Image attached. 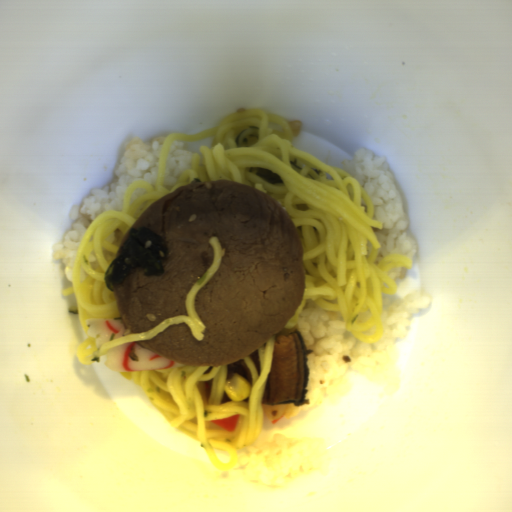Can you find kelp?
I'll use <instances>...</instances> for the list:
<instances>
[{
	"instance_id": "obj_1",
	"label": "kelp",
	"mask_w": 512,
	"mask_h": 512,
	"mask_svg": "<svg viewBox=\"0 0 512 512\" xmlns=\"http://www.w3.org/2000/svg\"><path fill=\"white\" fill-rule=\"evenodd\" d=\"M167 258V244L160 235L145 226L129 229L125 242L117 249L105 272V287L115 291L139 268L144 276H161Z\"/></svg>"
},
{
	"instance_id": "obj_2",
	"label": "kelp",
	"mask_w": 512,
	"mask_h": 512,
	"mask_svg": "<svg viewBox=\"0 0 512 512\" xmlns=\"http://www.w3.org/2000/svg\"><path fill=\"white\" fill-rule=\"evenodd\" d=\"M256 175L259 176L264 181H267L273 185L274 184H284L280 175L277 174L276 172L272 171L269 168H263V167L259 168Z\"/></svg>"
}]
</instances>
